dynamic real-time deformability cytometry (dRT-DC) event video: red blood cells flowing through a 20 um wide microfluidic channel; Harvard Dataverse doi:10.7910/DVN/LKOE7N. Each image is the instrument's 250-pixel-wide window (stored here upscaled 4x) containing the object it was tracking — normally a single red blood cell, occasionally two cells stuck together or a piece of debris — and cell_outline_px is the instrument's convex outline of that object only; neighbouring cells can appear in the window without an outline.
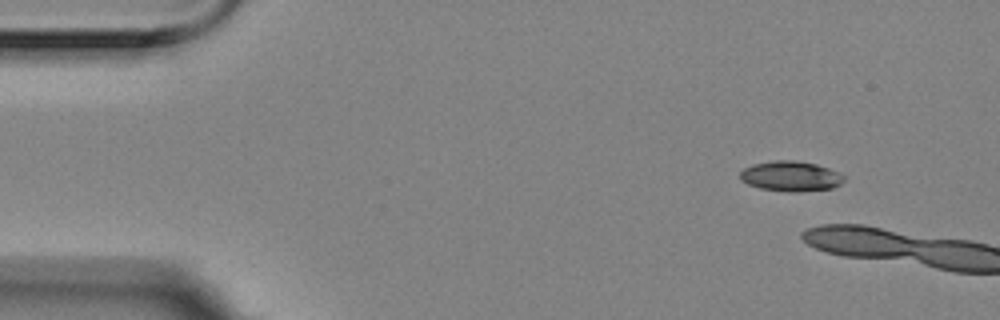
{"species": "Egyptian fruit bat (a non-hibernating species)", "species_latin": "Rousettus aegyptiacus", "temperature_condition": "room temperature", "stored_images_in_passage": 2, "camera_frame_rate_fps": 3000, "um_per_image_px": 0.085, "animal": {"sex": "female"}, "frame": {"image": 1, "passage_image": 1, "time_ms": 0.0, "image_size_px": [1000, 320], "cell_outline_px": [[844, 180], [840, 184], [832, 188], [800, 192], [788, 192], [760, 188], [748, 184], [740, 180], [740, 172], [744, 168], [752, 164], [776, 160], [796, 160], [816, 164], [840, 172], [844, 176]], "centroid_in_image_um": [67.21, 14.98], "position_along_channel_um": 17.8, "area_um2": 18.38}}